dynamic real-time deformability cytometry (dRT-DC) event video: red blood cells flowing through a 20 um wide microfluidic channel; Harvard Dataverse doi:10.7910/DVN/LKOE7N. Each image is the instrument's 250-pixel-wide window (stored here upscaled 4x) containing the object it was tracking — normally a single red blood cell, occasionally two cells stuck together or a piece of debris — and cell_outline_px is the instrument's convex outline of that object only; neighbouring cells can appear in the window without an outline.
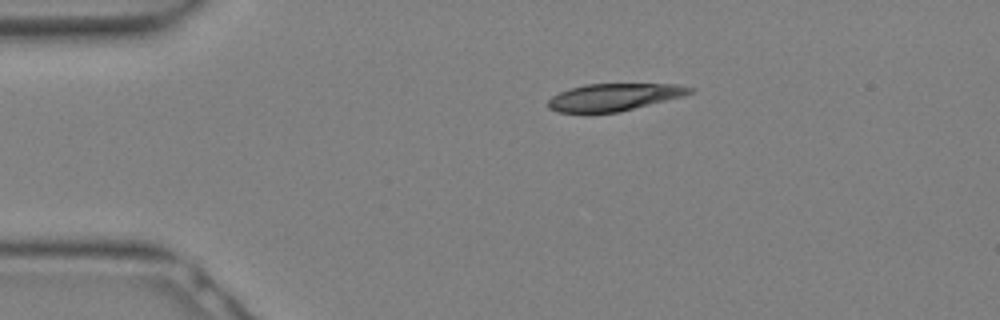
{"species": "Egyptian fruit bat (a non-hibernating species)", "species_latin": "Rousettus aegyptiacus", "temperature_condition": "warm", "stored_images_in_passage": 13, "camera_frame_rate_fps": 3000, "um_per_image_px": 0.085, "animal": {"sex": "female"}, "frame": {"image": 1, "passage_image": 1, "time_ms": 0.0, "image_size_px": [1000, 320], "cell_outline_px": [[696, 92], [684, 96], [620, 112], [556, 112], [548, 108], [548, 100], [552, 96], [560, 92], [584, 84], [676, 84], [696, 88]], "centroid_in_image_um": [52.26, 8.25], "position_along_channel_um": 32.7, "area_um2": 22.6}}
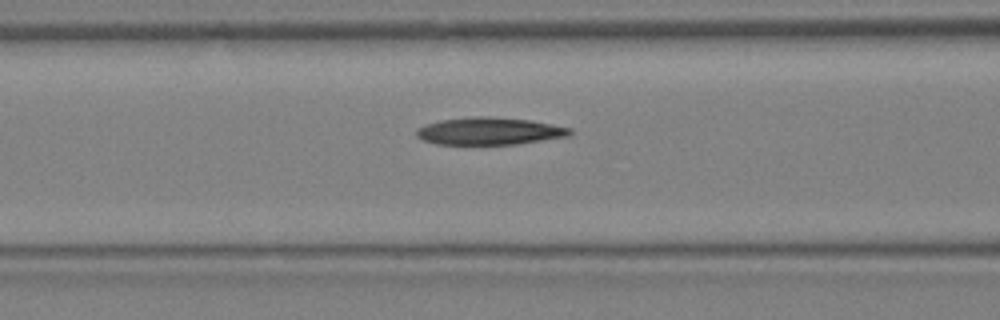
{"frame": {"image": 2, "passage_image": 7, "time_ms": 2.0, "image_size_px": [1000, 320], "cell_outline_px": [[572, 132], [568, 136], [520, 144], [436, 144], [424, 140], [416, 136], [416, 128], [424, 124], [440, 120], [476, 116], [488, 116], [528, 120], [572, 128]], "centroid_in_image_um": [41.57, 11.14], "position_along_channel_um": 125.0, "area_um2": 24.45}}
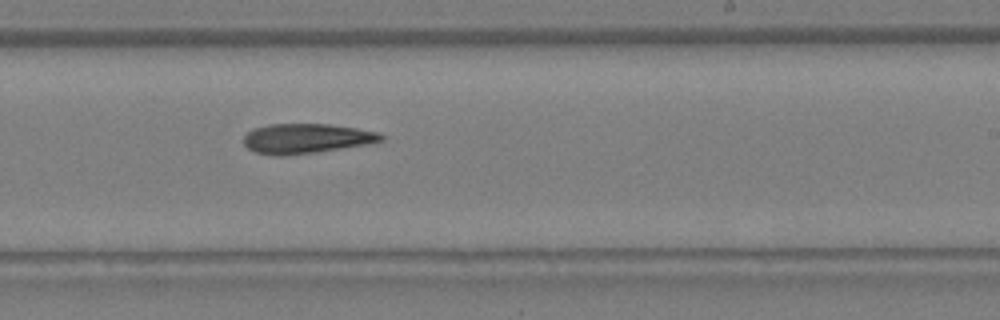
{"frame": {"image": 3, "passage_image": 13, "time_ms": 4.0, "image_size_px": [1000, 320], "cell_outline_px": [[384, 140], [368, 144], [312, 152], [280, 156], [256, 152], [248, 148], [244, 144], [244, 136], [252, 128], [268, 124], [328, 124], [356, 128], [380, 132], [384, 136]], "centroid_in_image_um": [26.03, 11.75], "position_along_channel_um": 263.0, "area_um2": 23.64}}